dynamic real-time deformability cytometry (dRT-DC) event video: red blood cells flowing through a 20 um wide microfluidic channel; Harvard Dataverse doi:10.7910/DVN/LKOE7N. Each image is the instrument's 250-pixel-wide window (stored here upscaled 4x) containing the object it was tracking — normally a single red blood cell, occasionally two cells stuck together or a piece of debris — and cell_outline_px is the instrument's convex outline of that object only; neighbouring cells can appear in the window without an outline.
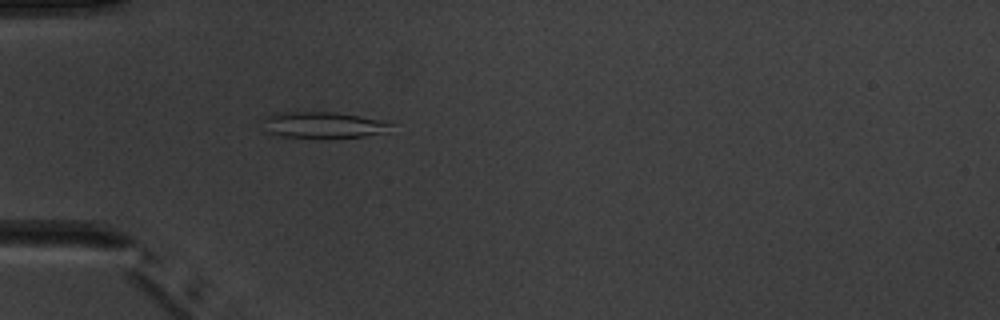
{"species": "common noctule bat (a hibernating species)", "species_latin": "Nyctalus noctula", "temperature_condition": "warm", "stored_images_in_passage": 3, "camera_frame_rate_fps": 3000, "um_per_image_px": 0.085, "animal": {"sex": "male", "body_mass_g": 20.1, "forearm_length_mm": 53.5}, "frame": {"image": 1, "passage_image": 3, "time_ms": 2.333, "image_size_px": [1000, 320], "cell_outline_px": [[392, 124], [388, 132], [364, 136], [280, 136], [268, 132], [264, 120], [268, 116], [276, 112], [336, 112], [360, 116], [380, 120]], "centroid_in_image_um": [27.5, 10.59], "position_along_channel_um": 57.5, "area_um2": 18.79}}